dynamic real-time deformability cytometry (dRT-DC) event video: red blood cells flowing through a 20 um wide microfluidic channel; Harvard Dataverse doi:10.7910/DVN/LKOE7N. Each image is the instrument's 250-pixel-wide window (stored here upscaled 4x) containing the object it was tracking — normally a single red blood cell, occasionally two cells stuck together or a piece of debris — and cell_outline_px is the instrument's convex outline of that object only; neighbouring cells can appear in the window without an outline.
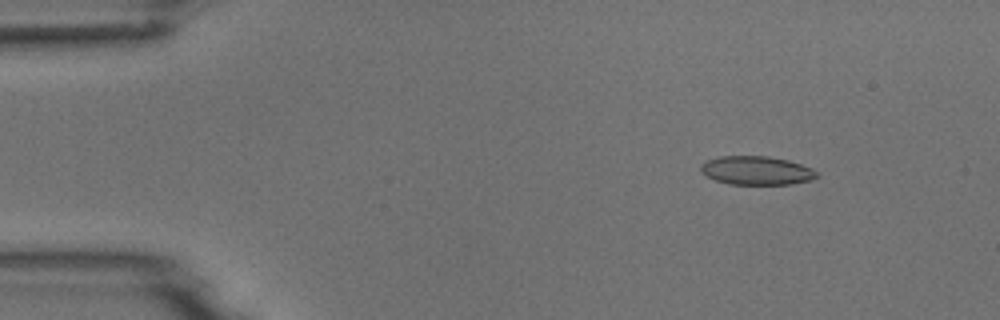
{"species": "common noctule bat (a hibernating species)", "species_latin": "Nyctalus noctula", "temperature_condition": "room temperature", "stored_images_in_passage": 7, "camera_frame_rate_fps": 3000, "um_per_image_px": 0.085, "animal": {"sex": "male", "body_mass_g": 18.8}, "frame": {"image": 1, "passage_image": 2, "time_ms": 1.333, "image_size_px": [1000, 320], "cell_outline_px": [[820, 176], [812, 180], [792, 184], [728, 184], [716, 180], [700, 172], [700, 164], [708, 160], [720, 156], [768, 156], [788, 160], [812, 168], [820, 172]], "centroid_in_image_um": [64.35, 14.49], "position_along_channel_um": 20.7, "area_um2": 19.54}}
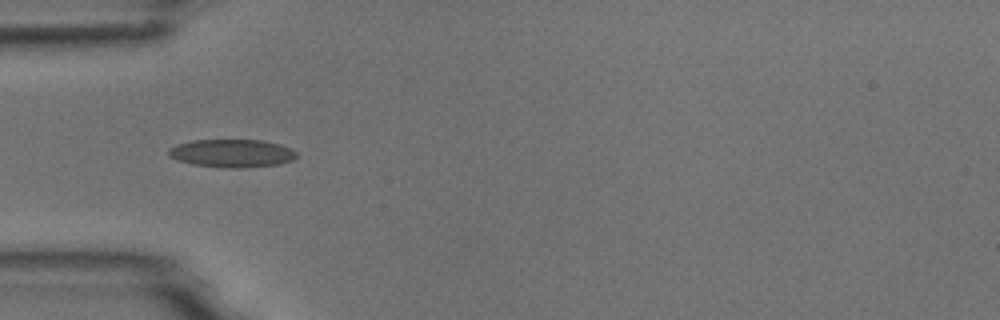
{"frame": {"image": 2, "passage_image": 5, "time_ms": 4.667, "image_size_px": [1000, 320], "cell_outline_px": [[296, 156], [292, 160], [276, 164], [244, 168], [224, 168], [192, 164], [176, 160], [168, 156], [168, 148], [176, 144], [192, 140], [264, 140], [280, 144], [292, 148], [296, 152]], "centroid_in_image_um": [19.67, 13.02], "position_along_channel_um": 65.3, "area_um2": 21.1}}